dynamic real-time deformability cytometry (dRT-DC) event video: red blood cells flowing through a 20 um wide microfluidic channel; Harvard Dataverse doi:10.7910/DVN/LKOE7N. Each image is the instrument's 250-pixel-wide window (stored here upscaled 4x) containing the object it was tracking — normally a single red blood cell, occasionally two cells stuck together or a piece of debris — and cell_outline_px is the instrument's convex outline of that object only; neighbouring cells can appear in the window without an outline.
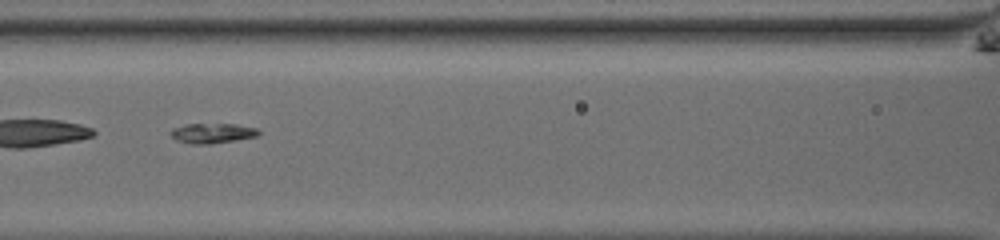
{"species": "common noctule bat (a hibernating species)", "species_latin": "Nyctalus noctula", "temperature_condition": "room temperature", "stored_images_in_passage": 38, "camera_frame_rate_fps": 3000, "um_per_image_px": 0.085, "animal": {"sex": "male", "body_mass_g": 13.0, "forearm_length_mm": 53.1}, "frame": {"image": 1, "passage_image": 12, "time_ms": 3.667, "image_size_px": [1000, 240], "cell_outline_px": [[260, 132], [256, 136], [236, 140], [208, 144], [192, 144], [176, 140], [168, 132], [172, 128], [188, 124], [236, 124], [256, 128]], "centroid_in_image_um": [18.01, 11.32], "position_along_channel_um": 148.6, "area_um2": 10.17}, "authors_computed_cell_mechanics": {"area_um2": 10.2017, "velocity_mm_per_s": 3.9156, "shape_relaxation_time_tau1_ms": 2.8498, "shape_relaxation_time_tau2_ms": 4.5555, "deformation_change_tau1": 0.0545, "deformation_change_tau2": 0.0412}}